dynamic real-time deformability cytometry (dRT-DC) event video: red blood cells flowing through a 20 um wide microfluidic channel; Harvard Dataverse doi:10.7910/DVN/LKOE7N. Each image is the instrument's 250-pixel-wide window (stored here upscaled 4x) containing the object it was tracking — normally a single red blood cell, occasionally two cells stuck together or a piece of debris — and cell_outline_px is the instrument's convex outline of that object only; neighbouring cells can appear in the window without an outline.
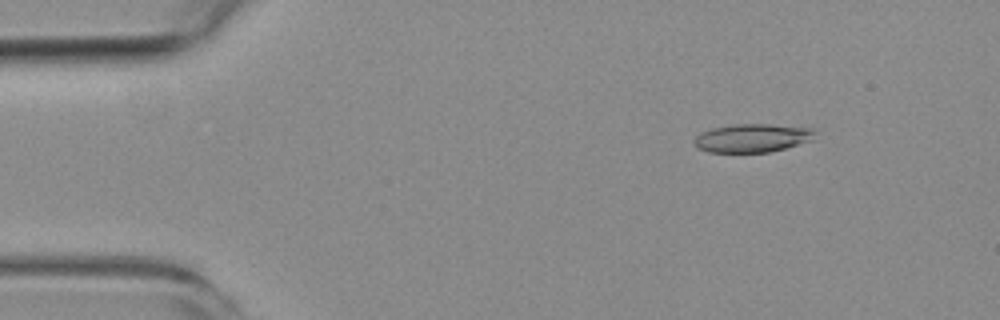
{"species": "common noctule bat (a hibernating species)", "species_latin": "Nyctalus noctula", "temperature_condition": "room temperature", "stored_images_in_passage": 4, "camera_frame_rate_fps": 3000, "um_per_image_px": 0.085, "animal": {"sex": "female", "body_mass_g": 19.3, "forearm_length_mm": 54.1}, "frame": {"image": 1, "passage_image": 2, "time_ms": 1.0, "image_size_px": [1000, 320], "cell_outline_px": [[816, 132], [812, 140], [784, 148], [768, 152], [708, 152], [700, 148], [692, 140], [700, 132], [712, 128], [732, 124], [768, 124], [812, 128]], "centroid_in_image_um": [63.93, 11.72], "position_along_channel_um": 21.1, "area_um2": 19.88}}